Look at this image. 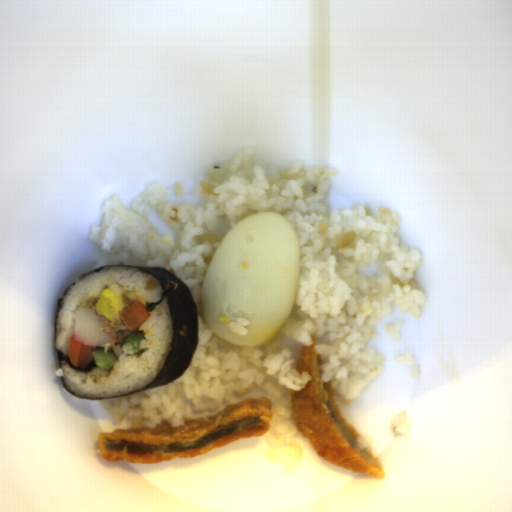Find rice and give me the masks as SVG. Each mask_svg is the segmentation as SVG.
I'll return each instance as SVG.
<instances>
[{
  "label": "rice",
  "instance_id": "3",
  "mask_svg": "<svg viewBox=\"0 0 512 512\" xmlns=\"http://www.w3.org/2000/svg\"><path fill=\"white\" fill-rule=\"evenodd\" d=\"M104 288L112 289L115 294L122 295L124 308L135 300L145 304L157 303L163 293L161 282L145 271L122 266L104 267L99 272L84 276L77 284L72 285L60 302L58 317L55 320V350L69 356V339L73 338L75 316L78 306L92 307L97 316L96 301Z\"/></svg>",
  "mask_w": 512,
  "mask_h": 512
},
{
  "label": "rice",
  "instance_id": "2",
  "mask_svg": "<svg viewBox=\"0 0 512 512\" xmlns=\"http://www.w3.org/2000/svg\"><path fill=\"white\" fill-rule=\"evenodd\" d=\"M167 297L149 312L150 316L136 330L145 334L146 340L139 343L137 356L132 344L123 340L131 333L121 317L115 321L103 320L101 332L112 333L114 340L103 347V352L112 349L118 360L112 368L95 367L87 372L73 369L66 361H61V367L55 370V376L63 378L68 389L80 397L105 398L141 390L153 381L161 372L165 358L168 356L172 341V319Z\"/></svg>",
  "mask_w": 512,
  "mask_h": 512
},
{
  "label": "rice",
  "instance_id": "1",
  "mask_svg": "<svg viewBox=\"0 0 512 512\" xmlns=\"http://www.w3.org/2000/svg\"><path fill=\"white\" fill-rule=\"evenodd\" d=\"M255 151L242 148L206 168L196 186L203 206L174 202L158 180L145 184L130 205L115 195L104 202L101 223L87 232L100 247L93 270L135 265L175 274L196 302L199 341L190 365L173 382L97 400L112 417L130 420L131 429H152L267 398L271 425L262 438L269 461L295 465L307 438L291 418L288 396L310 380L296 371L303 345L316 337L322 382L332 384L336 405L350 404L383 370V356L369 346L378 321L395 310L419 316L428 294L418 282L422 252L400 239L396 212L362 203L331 210L326 194L337 168L307 167L300 158L278 170L256 163ZM268 211L280 213L297 238L294 308L284 328L263 345L225 341L202 319L203 280L231 228Z\"/></svg>",
  "mask_w": 512,
  "mask_h": 512
}]
</instances>
